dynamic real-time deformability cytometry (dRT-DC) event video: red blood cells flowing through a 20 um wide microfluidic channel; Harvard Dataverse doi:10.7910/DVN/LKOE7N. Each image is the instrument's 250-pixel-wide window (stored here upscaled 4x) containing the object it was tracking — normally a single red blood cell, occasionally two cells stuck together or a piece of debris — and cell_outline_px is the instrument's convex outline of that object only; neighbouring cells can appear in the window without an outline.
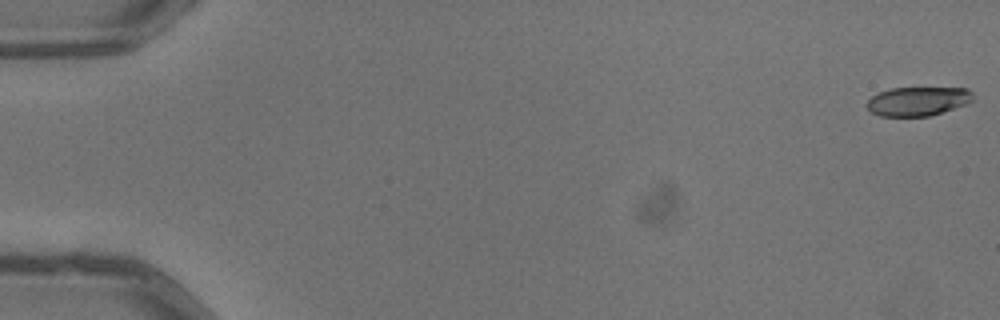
{"species": "common noctule bat (a hibernating species)", "species_latin": "Nyctalus noctula", "temperature_condition": "warm", "stored_images_in_passage": 4, "camera_frame_rate_fps": 3000, "um_per_image_px": 0.085, "animal": {"sex": "male", "body_mass_g": 13.3}, "frame": {"image": 1, "passage_image": 1, "time_ms": 0.0, "image_size_px": [1000, 320], "cell_outline_px": [[972, 100], [964, 104], [928, 116], [880, 116], [872, 112], [868, 108], [868, 100], [872, 96], [880, 92], [892, 88], [968, 88], [972, 92]], "centroid_in_image_um": [78.0, 8.6], "position_along_channel_um": 7.0, "area_um2": 17.51}}
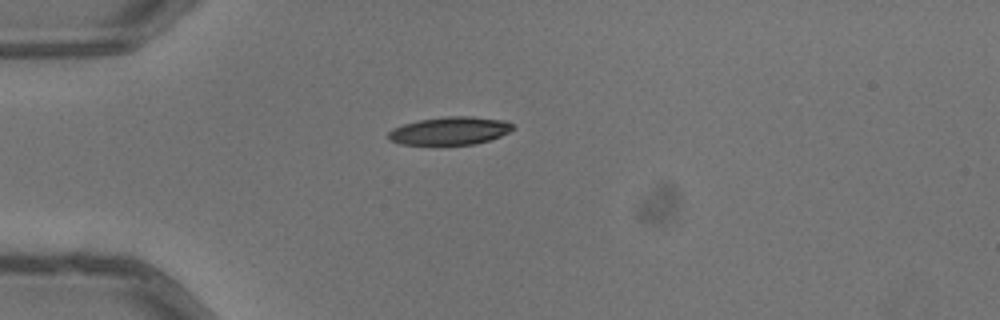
{"frame": {"image": 2, "passage_image": 4, "time_ms": 1.0, "image_size_px": [1000, 320], "cell_outline_px": [[516, 128], [500, 136], [476, 144], [400, 144], [388, 140], [388, 132], [392, 128], [404, 124], [420, 120], [448, 116], [472, 116], [504, 120], [512, 124]], "centroid_in_image_um": [38.24, 11.11], "position_along_channel_um": 46.8, "area_um2": 20.17}}